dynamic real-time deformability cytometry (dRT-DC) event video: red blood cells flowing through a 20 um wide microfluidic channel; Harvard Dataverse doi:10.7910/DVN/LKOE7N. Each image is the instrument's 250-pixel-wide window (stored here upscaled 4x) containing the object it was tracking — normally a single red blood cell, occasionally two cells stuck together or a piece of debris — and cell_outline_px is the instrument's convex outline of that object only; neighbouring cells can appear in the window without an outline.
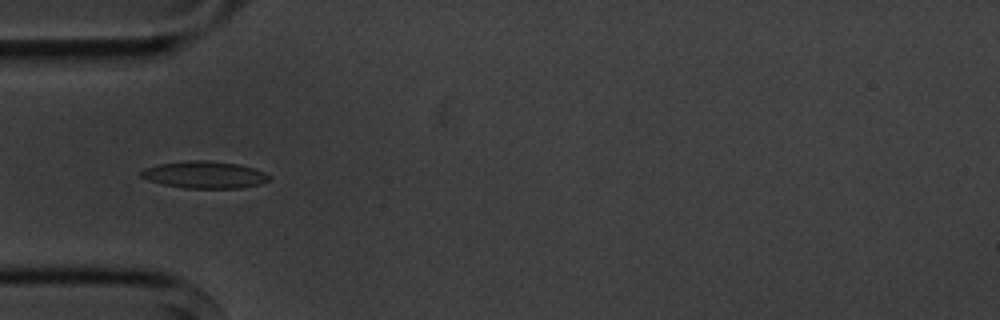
{"species": "common noctule bat (a hibernating species)", "species_latin": "Nyctalus noctula", "temperature_condition": "cold", "stored_images_in_passage": 6, "camera_frame_rate_fps": 3000, "um_per_image_px": 0.085, "animal": {"sex": "male", "body_mass_g": 20.1, "forearm_length_mm": 53.5}, "frame": {"image": 1, "passage_image": 5, "time_ms": 5.0, "image_size_px": [1000, 320], "cell_outline_px": [[272, 176], [268, 180], [260, 184], [240, 188], [184, 188], [164, 184], [148, 180], [140, 176], [140, 172], [144, 168], [156, 164], [188, 160], [208, 160], [240, 164], [264, 172]], "centroid_in_image_um": [17.37, 14.84], "position_along_channel_um": 67.6, "area_um2": 20.29}}
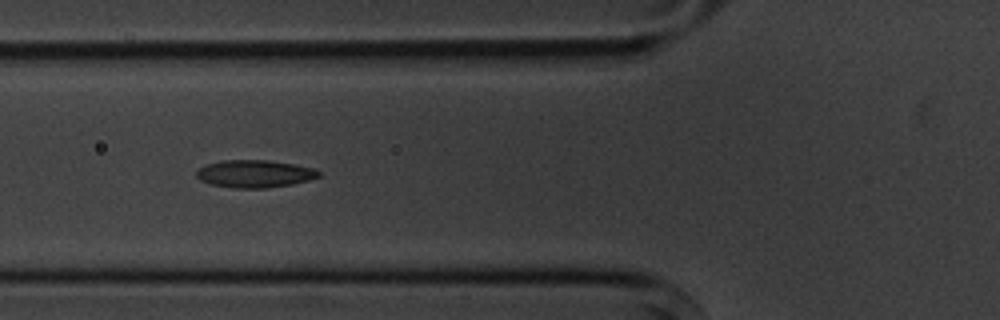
{"frame": {"image": 2, "passage_image": 6, "time_ms": 6.0, "image_size_px": [1000, 320], "cell_outline_px": [[320, 176], [308, 180], [292, 184], [268, 188], [232, 188], [212, 184], [200, 180], [196, 176], [196, 172], [204, 164], [224, 160], [268, 160], [292, 164], [312, 168], [320, 172]], "centroid_in_image_um": [21.61, 14.77], "position_along_channel_um": 104.2, "area_um2": 19.54}}